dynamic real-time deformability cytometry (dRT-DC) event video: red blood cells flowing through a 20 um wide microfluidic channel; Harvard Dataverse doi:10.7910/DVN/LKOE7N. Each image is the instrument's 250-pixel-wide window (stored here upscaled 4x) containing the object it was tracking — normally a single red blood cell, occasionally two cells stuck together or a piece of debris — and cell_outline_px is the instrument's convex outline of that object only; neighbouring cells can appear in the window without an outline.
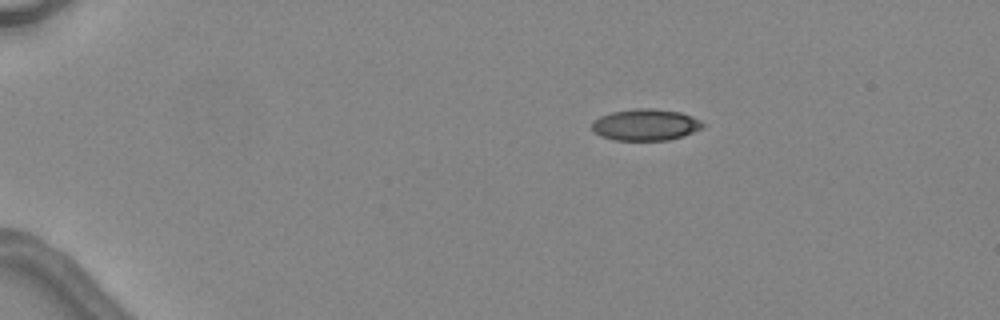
{"species": "common noctule bat (a hibernating species)", "species_latin": "Nyctalus noctula", "temperature_condition": "warm", "stored_images_in_passage": 4, "camera_frame_rate_fps": 3000, "um_per_image_px": 0.085, "animal": {"sex": "female", "body_mass_g": 24.6, "forearm_length_mm": 56.2}, "frame": {"image": 1, "passage_image": 2, "time_ms": 2.0, "image_size_px": [1000, 320], "cell_outline_px": [[704, 128], [684, 136], [668, 140], [616, 140], [600, 136], [592, 128], [592, 124], [600, 116], [612, 112], [636, 108], [652, 108], [680, 112], [692, 116], [700, 120], [704, 124]], "centroid_in_image_um": [54.92, 10.6], "position_along_channel_um": 30.1, "area_um2": 20.35}}